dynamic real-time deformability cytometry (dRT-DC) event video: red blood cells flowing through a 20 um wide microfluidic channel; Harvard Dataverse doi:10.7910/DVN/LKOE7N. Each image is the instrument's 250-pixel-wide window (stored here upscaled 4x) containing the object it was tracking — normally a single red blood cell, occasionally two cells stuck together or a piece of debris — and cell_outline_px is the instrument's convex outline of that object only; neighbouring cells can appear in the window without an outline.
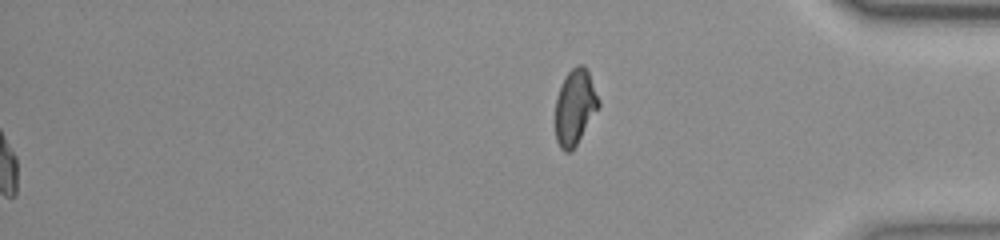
{"species": "common noctule bat (a hibernating species)", "species_latin": "Nyctalus noctula", "temperature_condition": "room temperature", "stored_images_in_passage": 56, "segment_of_instrument_passage": [2, 2], "camera_frame_rate_fps": 3000, "um_per_image_px": 0.085, "animal": {"sex": "female", "body_mass_g": 23.0, "forearm_length_mm": 53.4}, "frame": {"image": 1, "passage_image": 56, "time_ms": 18.333, "image_size_px": [1000, 240], "cell_outline_px": [[600, 104], [576, 144], [568, 152], [564, 152], [560, 148], [556, 140], [556, 96], [568, 72], [576, 64], [584, 64], [588, 72], [600, 100]], "centroid_in_image_um": [48.86, 9.07], "position_along_channel_um": 386.3, "area_um2": 18.61}}